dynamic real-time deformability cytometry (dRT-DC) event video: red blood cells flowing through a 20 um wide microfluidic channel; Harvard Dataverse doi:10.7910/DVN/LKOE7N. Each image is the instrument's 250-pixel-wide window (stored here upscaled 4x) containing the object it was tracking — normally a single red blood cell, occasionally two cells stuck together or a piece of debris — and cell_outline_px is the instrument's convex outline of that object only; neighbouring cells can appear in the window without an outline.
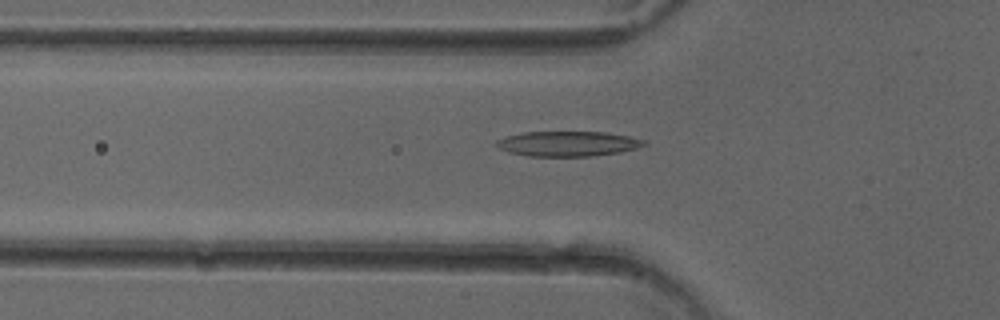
{"species": "common noctule bat (a hibernating species)", "species_latin": "Nyctalus noctula", "temperature_condition": "cold", "stored_images_in_passage": 48, "camera_frame_rate_fps": 3000, "um_per_image_px": 0.085, "animal": {"sex": "female"}, "frame": {"image": 1, "passage_image": 17, "time_ms": 5.333, "image_size_px": [1000, 320], "cell_outline_px": [[648, 144], [636, 148], [620, 152], [592, 156], [528, 156], [508, 152], [496, 148], [492, 144], [496, 140], [504, 136], [524, 132], [604, 132], [628, 136], [648, 140]], "centroid_in_image_um": [48.22, 12.21], "position_along_channel_um": 77.6, "area_um2": 21.85}}
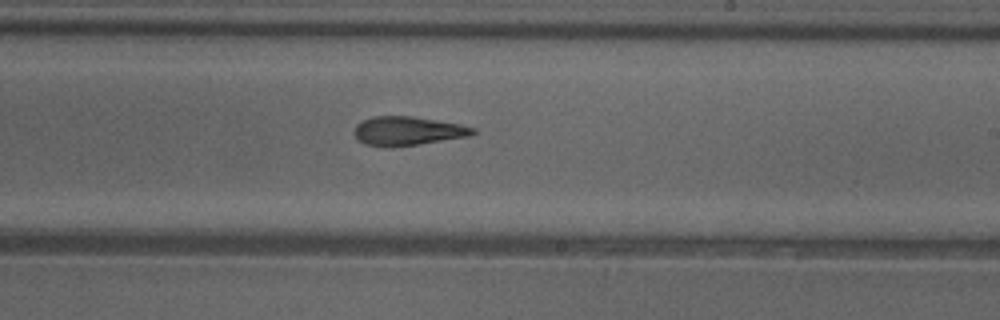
{"frame": {"image": 2, "passage_image": 30, "time_ms": 9.667, "image_size_px": [1000, 320], "cell_outline_px": [[476, 132], [472, 136], [416, 144], [364, 144], [352, 132], [356, 124], [372, 116], [412, 116], [460, 124], [476, 128]], "centroid_in_image_um": [34.7, 11.08], "position_along_channel_um": 254.3, "area_um2": 19.31}}
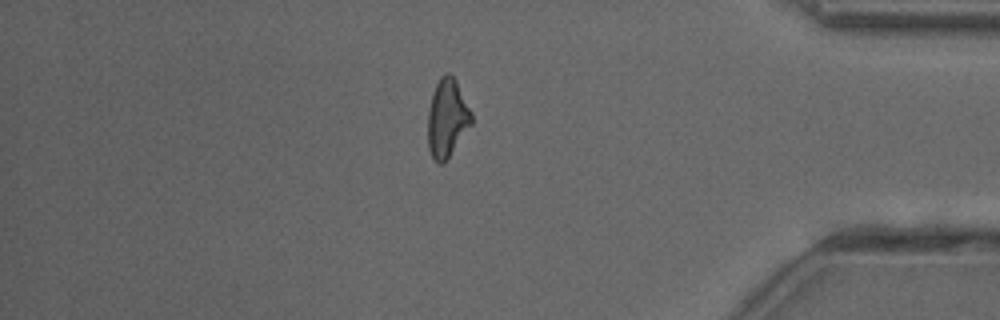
{"frame": {"image": 3, "passage_image": 43, "time_ms": 14.0, "image_size_px": [1000, 320], "cell_outline_px": [[472, 124], [444, 164], [436, 164], [428, 148], [428, 112], [432, 92], [440, 76], [444, 72], [448, 72], [456, 80], [472, 112]], "centroid_in_image_um": [38.0, 10.05], "position_along_channel_um": 397.2, "area_um2": 20.11}, "authors_computed_cell_mechanics": {"area_um2": 20.5768, "velocity_mm_per_s": 4.0537, "shape_relaxation_time_tau1_ms": null, "shape_relaxation_time_tau2_ms": 4.8198, "deformation_change_tau1": null, "deformation_change_tau2": 0.1603}}